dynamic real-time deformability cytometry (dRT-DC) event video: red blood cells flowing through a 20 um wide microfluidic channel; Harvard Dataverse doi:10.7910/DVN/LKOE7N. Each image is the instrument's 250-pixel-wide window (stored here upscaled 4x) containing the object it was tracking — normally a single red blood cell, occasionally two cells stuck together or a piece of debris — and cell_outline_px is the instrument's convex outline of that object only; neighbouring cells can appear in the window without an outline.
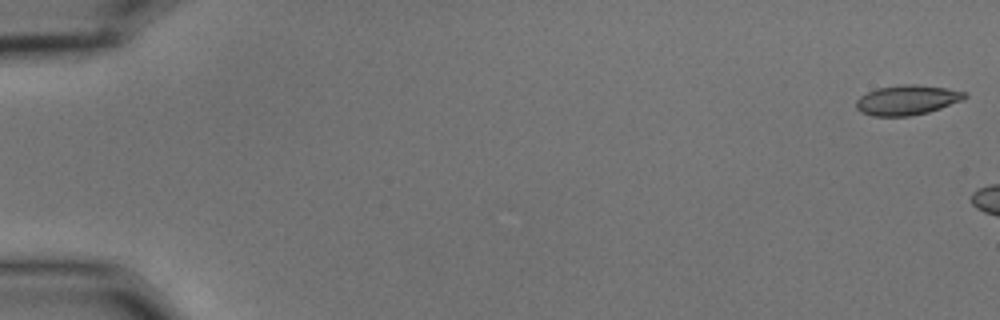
{"species": "common noctule bat (a hibernating species)", "species_latin": "Nyctalus noctula", "temperature_condition": "cold", "stored_images_in_passage": 6, "camera_frame_rate_fps": 3000, "um_per_image_px": 0.085, "animal": {"sex": "male", "body_mass_g": 15.6}, "frame": {"image": 1, "passage_image": 1, "time_ms": 0.0, "image_size_px": [1000, 320], "cell_outline_px": [[968, 96], [964, 100], [928, 112], [908, 116], [872, 116], [860, 112], [856, 108], [856, 100], [860, 96], [876, 88], [904, 84], [916, 84], [944, 88], [968, 92]], "centroid_in_image_um": [77.1, 8.5], "position_along_channel_um": 7.9, "area_um2": 18.96}}